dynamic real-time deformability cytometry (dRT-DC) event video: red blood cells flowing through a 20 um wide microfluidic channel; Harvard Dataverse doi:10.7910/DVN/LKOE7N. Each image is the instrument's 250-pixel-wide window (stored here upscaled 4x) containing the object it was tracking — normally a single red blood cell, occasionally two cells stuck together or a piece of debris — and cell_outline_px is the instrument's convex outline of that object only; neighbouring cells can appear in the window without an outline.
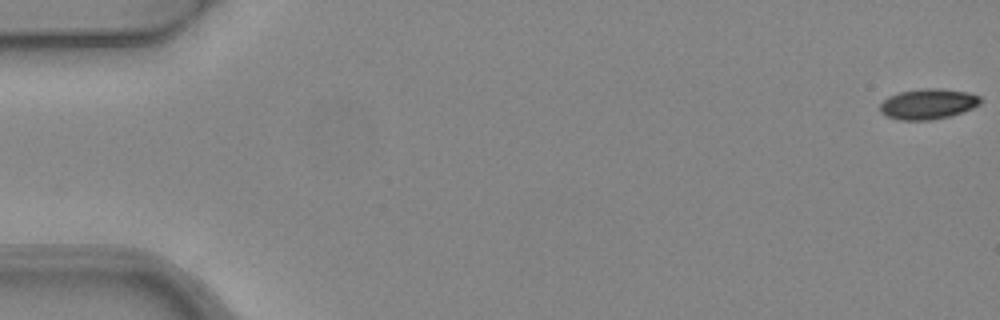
{"species": "common noctule bat (a hibernating species)", "species_latin": "Nyctalus noctula", "temperature_condition": "warm", "stored_images_in_passage": 4, "camera_frame_rate_fps": 3000, "um_per_image_px": 0.085, "animal": {"sex": "female", "body_mass_g": 24.6, "forearm_length_mm": 56.2}, "frame": {"image": 1, "passage_image": 1, "time_ms": 0.0, "image_size_px": [1000, 320], "cell_outline_px": [[980, 104], [972, 108], [948, 116], [932, 120], [900, 120], [888, 116], [880, 112], [880, 104], [888, 96], [900, 92], [920, 88], [940, 88], [968, 92], [980, 96]], "centroid_in_image_um": [78.86, 8.82], "position_along_channel_um": 6.1, "area_um2": 17.74}}